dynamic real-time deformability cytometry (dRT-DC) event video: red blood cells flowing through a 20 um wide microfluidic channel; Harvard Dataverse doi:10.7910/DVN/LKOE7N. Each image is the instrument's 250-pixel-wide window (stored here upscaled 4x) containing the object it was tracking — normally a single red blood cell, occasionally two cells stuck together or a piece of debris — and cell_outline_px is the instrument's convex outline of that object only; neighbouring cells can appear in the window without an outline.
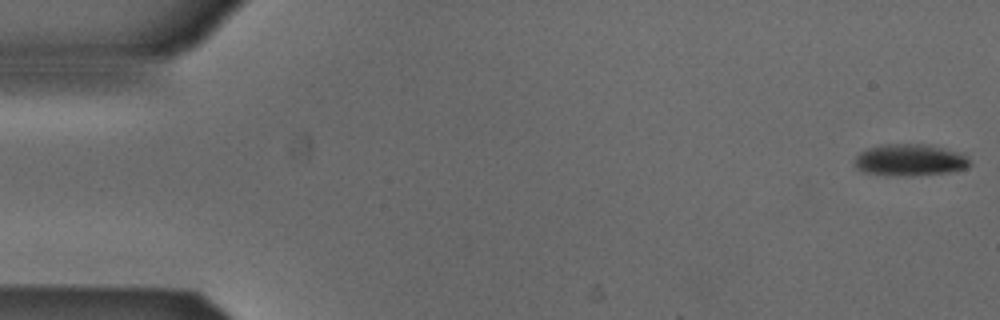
{"species": "Egyptian fruit bat (a non-hibernating species)", "species_latin": "Rousettus aegyptiacus", "temperature_condition": "cold", "stored_images_in_passage": 48, "camera_frame_rate_fps": 3000, "um_per_image_px": 0.085, "animal": {"sex": "male"}, "frame": {"image": 1, "passage_image": 1, "time_ms": 0.0, "image_size_px": [1000, 320], "cell_outline_px": [[972, 164], [968, 168], [948, 172], [912, 176], [908, 176], [864, 172], [856, 168], [856, 156], [860, 152], [868, 148], [884, 144], [928, 144], [960, 152], [968, 156]], "centroid_in_image_um": [77.41, 13.59], "position_along_channel_um": 7.6, "area_um2": 21.33}}
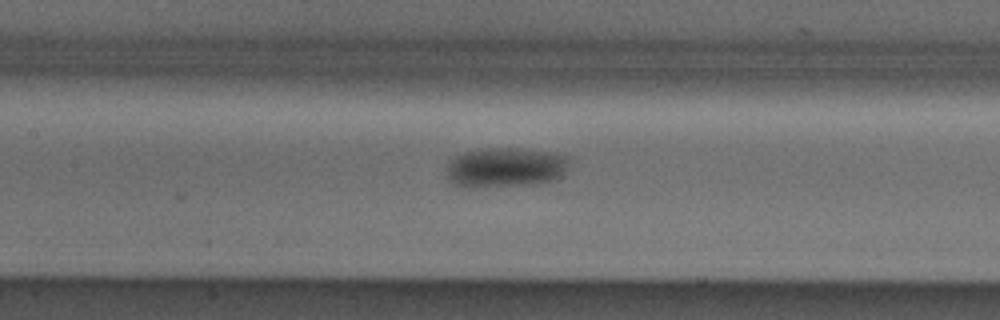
{"frame": {"image": 2, "passage_image": 24, "time_ms": 7.667, "image_size_px": [1000, 320], "cell_outline_px": [[572, 160], [564, 176], [556, 180], [536, 184], [472, 188], [456, 184], [448, 176], [448, 168], [452, 160], [456, 156], [468, 152], [492, 148], [516, 148], [556, 152], [568, 156]], "centroid_in_image_um": [43.12, 14.24], "position_along_channel_um": 164.3, "area_um2": 28.61}}
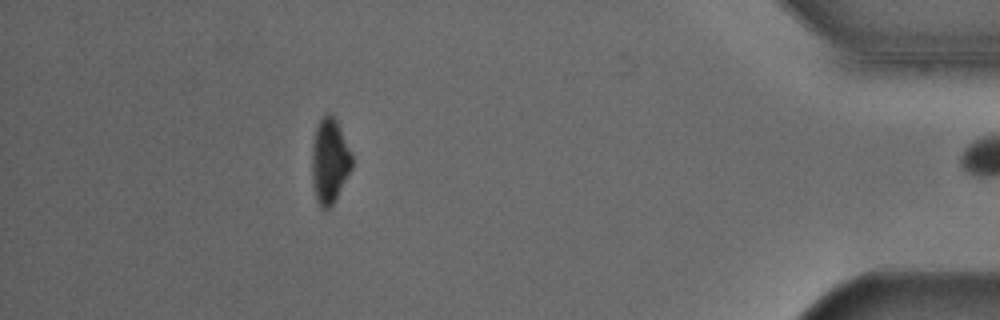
{"frame": {"image": 3, "passage_image": 47, "time_ms": 15.333, "image_size_px": [1000, 320], "cell_outline_px": [[352, 168], [332, 204], [328, 208], [320, 208], [316, 200], [312, 184], [312, 144], [316, 128], [320, 120], [328, 112], [332, 112], [340, 128], [352, 156]], "centroid_in_image_um": [28.0, 13.67], "position_along_channel_um": 407.2, "area_um2": 19.59}, "authors_computed_cell_mechanics": {"area_um2": 24.2182, "velocity_mm_per_s": 3.8878, "shape_relaxation_time_tau1_ms": 3.0334, "shape_relaxation_time_tau2_ms": null, "deformation_change_tau1": 0.0924, "deformation_change_tau2": null}}